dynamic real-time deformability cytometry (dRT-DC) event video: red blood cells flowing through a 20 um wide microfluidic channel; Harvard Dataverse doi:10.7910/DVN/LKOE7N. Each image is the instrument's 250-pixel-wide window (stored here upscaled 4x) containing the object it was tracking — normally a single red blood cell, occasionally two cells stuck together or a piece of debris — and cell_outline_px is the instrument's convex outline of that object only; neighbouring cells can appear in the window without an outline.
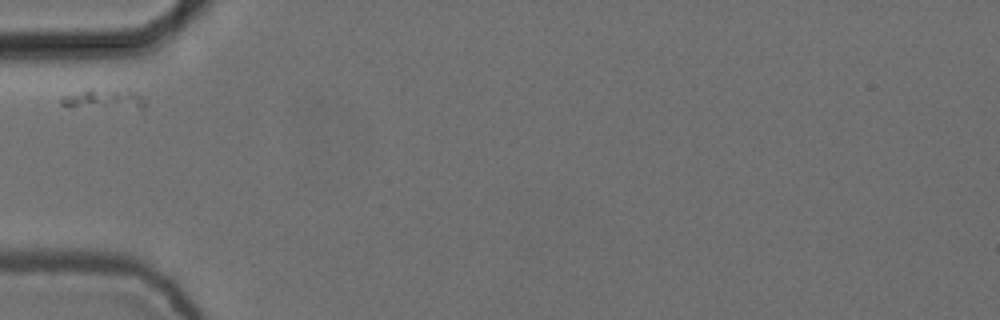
{"species": "common noctule bat (a hibernating species)", "species_latin": "Nyctalus noctula", "temperature_condition": "cold", "stored_images_in_passage": 7, "camera_frame_rate_fps": 3000, "um_per_image_px": 0.085, "animal": {"sex": "female", "body_mass_g": 24.6, "forearm_length_mm": 56.2}, "frame": {"image": 1, "passage_image": 1, "time_ms": 0.0, "image_size_px": [1000, 320], "cell_outline_px": [[144, 112], [140, 112], [60, 104], [60, 96], [88, 88], [128, 88], [144, 96]], "centroid_in_image_um": [9.02, 8.42], "position_along_channel_um": 76.0, "area_um2": 10.98}}
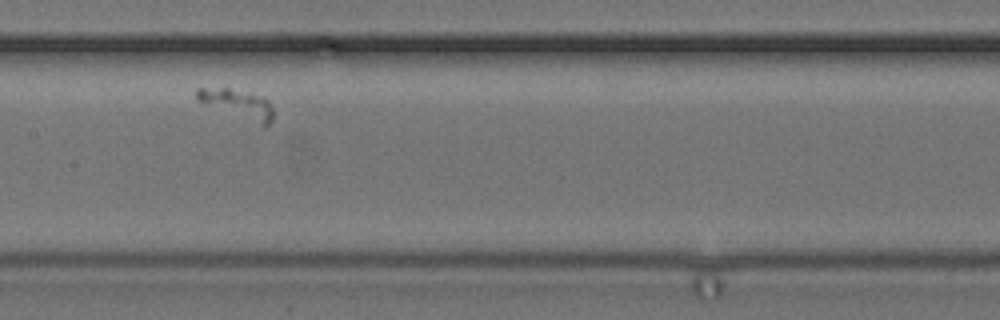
{"frame": {"image": 2, "passage_image": 4, "time_ms": 1.0, "image_size_px": [1000, 320], "cell_outline_px": [[272, 120], [268, 128], [264, 128], [196, 100], [196, 88], [228, 88], [264, 96], [268, 100], [272, 108]], "centroid_in_image_um": [20.25, 8.87], "position_along_channel_um": 187.1, "area_um2": 13.18}}
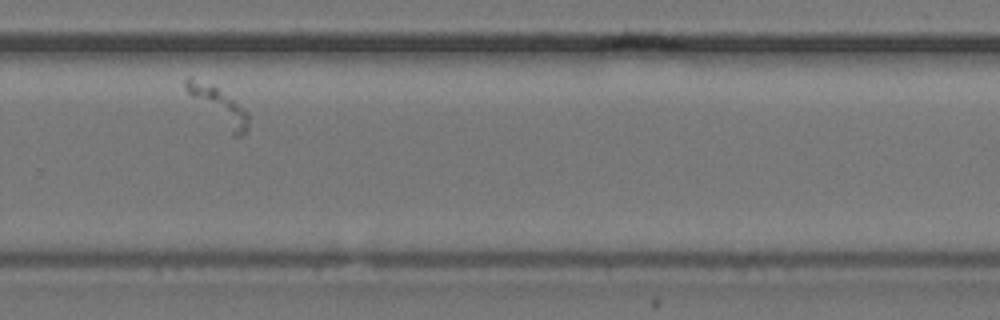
{"frame": {"image": 3, "passage_image": 7, "time_ms": 2.0, "image_size_px": [1000, 320], "cell_outline_px": [[248, 128], [240, 136], [232, 136], [184, 88], [184, 80], [188, 76], [212, 84], [248, 112]], "centroid_in_image_um": [18.59, 9.0], "position_along_channel_um": 311.2, "area_um2": 12.72}}